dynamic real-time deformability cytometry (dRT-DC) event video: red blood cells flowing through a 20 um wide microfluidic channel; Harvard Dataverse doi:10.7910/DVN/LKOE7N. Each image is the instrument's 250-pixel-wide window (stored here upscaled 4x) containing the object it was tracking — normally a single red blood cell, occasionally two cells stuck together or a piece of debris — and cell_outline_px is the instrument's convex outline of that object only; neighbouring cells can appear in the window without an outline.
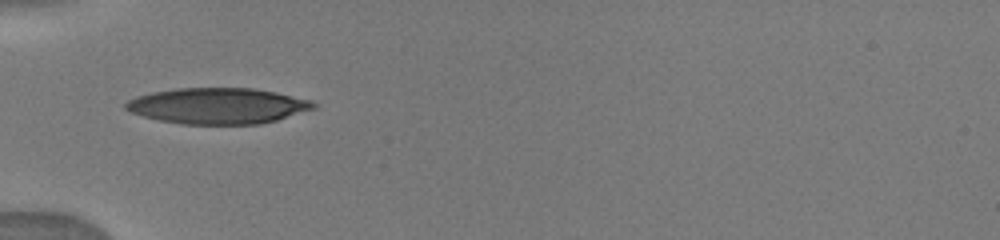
{"species": "human", "species_latin": "Homo sapiens", "temperature_condition": "warm", "stored_images_in_passage": 19, "camera_frame_rate_fps": 3000, "um_per_image_px": 0.085, "donor": {"sex": "male"}, "frame": {"image": 1, "passage_image": 1, "time_ms": 0.0, "image_size_px": [1000, 240], "cell_outline_px": [[316, 108], [276, 120], [260, 124], [180, 124], [160, 120], [144, 116], [132, 112], [124, 108], [124, 104], [128, 100], [136, 96], [152, 92], [176, 88], [252, 88], [276, 92], [312, 100], [316, 104]], "centroid_in_image_um": [18.52, 8.99], "position_along_channel_um": 66.5, "area_um2": 39.3}}
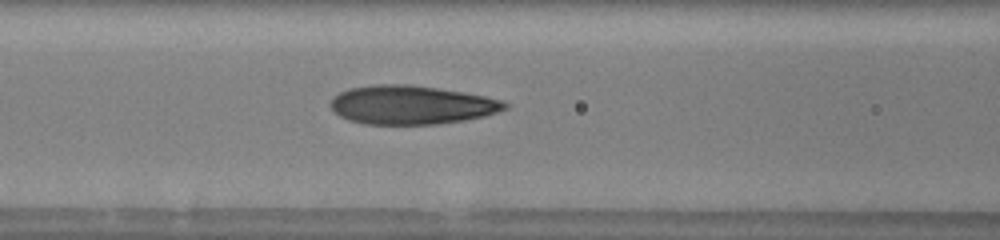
{"frame": {"image": 2, "passage_image": 4, "time_ms": 1.667, "image_size_px": [1000, 240], "cell_outline_px": [[508, 108], [484, 116], [464, 120], [436, 124], [364, 124], [348, 120], [332, 112], [328, 104], [332, 96], [348, 88], [372, 84], [412, 84], [464, 92], [504, 100], [508, 104]], "centroid_in_image_um": [34.91, 8.91], "position_along_channel_um": 131.7, "area_um2": 39.82}}
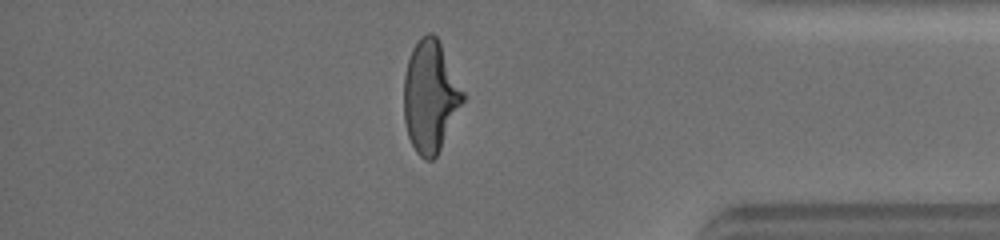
{"frame": {"image": 3, "passage_image": 16, "time_ms": 8.667, "image_size_px": [1000, 240], "cell_outline_px": [[464, 100], [436, 156], [432, 160], [424, 160], [416, 152], [408, 136], [404, 120], [404, 76], [408, 60], [412, 48], [420, 36], [428, 32], [432, 32], [436, 36], [464, 92]], "centroid_in_image_um": [36.55, 8.19], "position_along_channel_um": 398.7, "area_um2": 37.97}}